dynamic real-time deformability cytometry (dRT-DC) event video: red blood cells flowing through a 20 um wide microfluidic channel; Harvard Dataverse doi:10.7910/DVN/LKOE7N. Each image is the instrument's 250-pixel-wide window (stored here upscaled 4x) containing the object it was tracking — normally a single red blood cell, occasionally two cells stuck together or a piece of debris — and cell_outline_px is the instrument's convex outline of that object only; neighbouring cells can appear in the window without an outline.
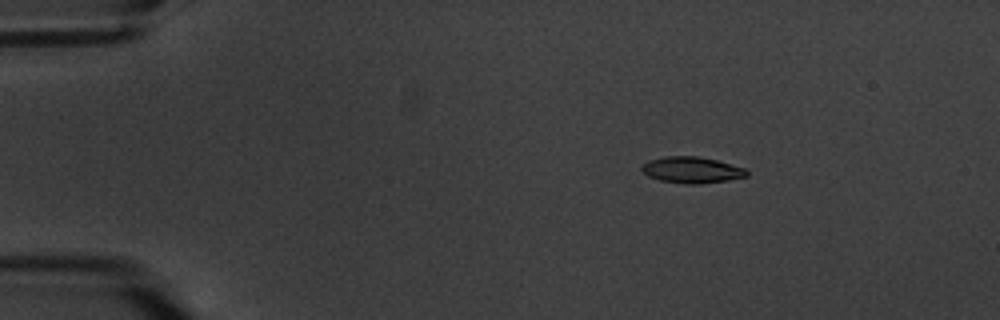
{"species": "common noctule bat (a hibernating species)", "species_latin": "Nyctalus noctula", "temperature_condition": "warm", "stored_images_in_passage": 6, "camera_frame_rate_fps": 3000, "um_per_image_px": 0.085, "animal": {"sex": "male", "body_mass_g": 20.1, "forearm_length_mm": 53.5}, "frame": {"image": 1, "passage_image": 3, "time_ms": 2.333, "image_size_px": [1000, 320], "cell_outline_px": [[748, 176], [728, 180], [696, 184], [684, 184], [660, 180], [648, 176], [640, 168], [648, 160], [664, 156], [700, 156], [716, 160], [744, 168], [748, 172]], "centroid_in_image_um": [58.78, 14.44], "position_along_channel_um": 26.2, "area_um2": 16.01}}
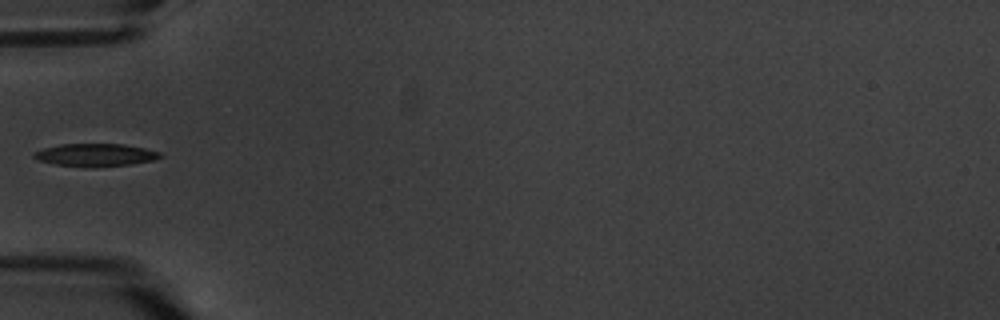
{"frame": {"image": 2, "passage_image": 6, "time_ms": 6.0, "image_size_px": [1000, 320], "cell_outline_px": [[164, 156], [152, 160], [132, 164], [84, 168], [56, 164], [40, 160], [32, 156], [32, 152], [44, 148], [60, 144], [124, 144], [144, 148], [160, 152]], "centroid_in_image_um": [8.1, 13.17], "position_along_channel_um": 76.9, "area_um2": 16.76}}